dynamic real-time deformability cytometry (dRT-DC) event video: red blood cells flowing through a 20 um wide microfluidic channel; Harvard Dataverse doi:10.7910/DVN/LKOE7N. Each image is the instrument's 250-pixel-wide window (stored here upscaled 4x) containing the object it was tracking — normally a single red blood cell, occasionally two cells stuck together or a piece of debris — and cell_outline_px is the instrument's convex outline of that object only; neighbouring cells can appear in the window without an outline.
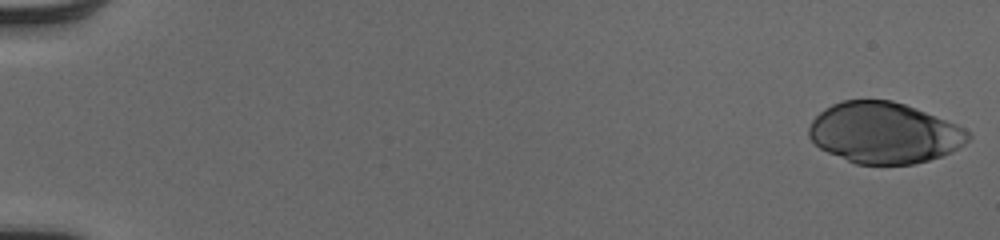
{"species": "human", "species_latin": "Homo sapiens", "temperature_condition": "cold", "stored_images_in_passage": 52, "camera_frame_rate_fps": 3000, "um_per_image_px": 0.085, "donor": {"sex": "male"}, "frame": {"image": 1, "passage_image": 1, "time_ms": 0.0, "image_size_px": [1000, 240], "cell_outline_px": [[972, 136], [960, 148], [952, 152], [928, 160], [912, 164], [856, 164], [828, 152], [820, 148], [808, 136], [808, 128], [812, 120], [824, 108], [832, 104], [844, 100], [892, 100], [916, 108], [956, 124], [972, 132]], "centroid_in_image_um": [75.17, 11.29], "position_along_channel_um": 9.8, "area_um2": 56.59}}
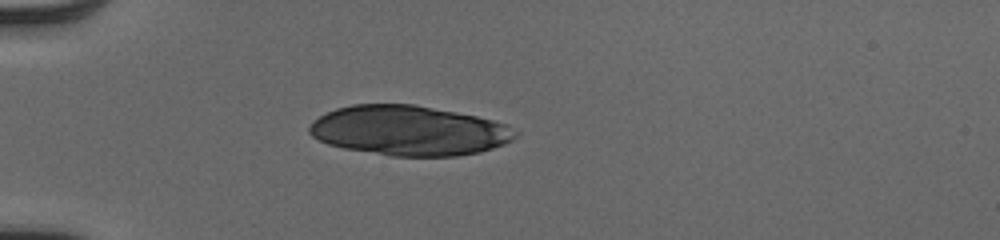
{"frame": {"image": 2, "passage_image": 16, "time_ms": 5.0, "image_size_px": [1000, 240], "cell_outline_px": [[520, 132], [512, 140], [504, 144], [480, 152], [456, 156], [392, 156], [344, 148], [328, 144], [312, 136], [308, 132], [308, 128], [312, 120], [336, 108], [352, 104], [416, 104], [476, 116], [492, 120], [504, 124]], "centroid_in_image_um": [34.75, 11.1], "position_along_channel_um": 50.2, "area_um2": 59.82}}